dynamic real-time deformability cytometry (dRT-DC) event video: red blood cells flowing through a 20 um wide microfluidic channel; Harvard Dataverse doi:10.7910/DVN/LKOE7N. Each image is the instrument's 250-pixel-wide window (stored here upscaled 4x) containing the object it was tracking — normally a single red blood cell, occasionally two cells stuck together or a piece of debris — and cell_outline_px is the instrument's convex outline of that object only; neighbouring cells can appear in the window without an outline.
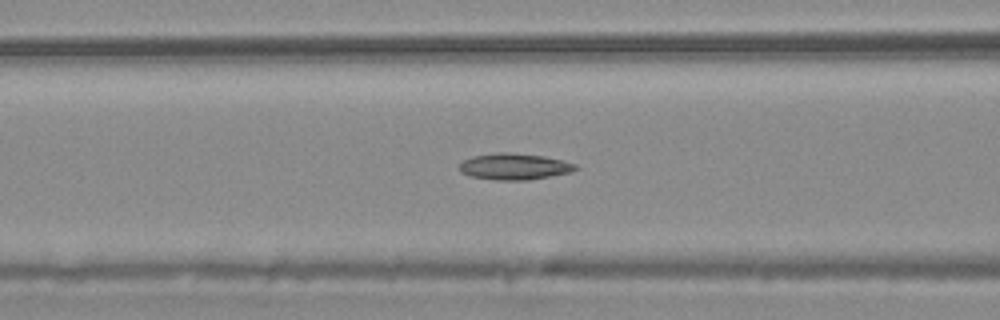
{"species": "common noctule bat (a hibernating species)", "species_latin": "Nyctalus noctula", "temperature_condition": "warm", "stored_images_in_passage": 54, "camera_frame_rate_fps": 3000, "um_per_image_px": 0.085, "animal": {"sex": "male", "body_mass_g": 20.4}, "frame": {"image": 1, "passage_image": 22, "time_ms": 7.0, "image_size_px": [1000, 320], "cell_outline_px": [[580, 168], [572, 172], [552, 176], [528, 180], [496, 180], [468, 176], [460, 172], [460, 164], [464, 160], [472, 156], [496, 152], [508, 152], [544, 156], [564, 160], [576, 164]], "centroid_in_image_um": [43.75, 14.15], "position_along_channel_um": 122.9, "area_um2": 18.09}}
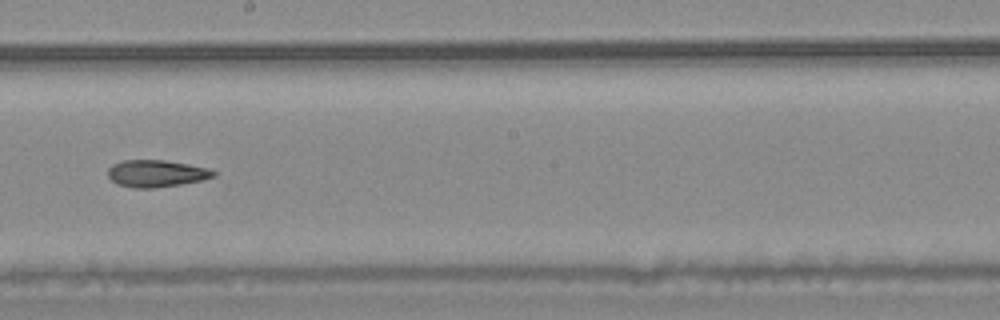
{"frame": {"image": 2, "passage_image": 31, "time_ms": 10.0, "image_size_px": [1000, 320], "cell_outline_px": [[216, 176], [204, 180], [180, 184], [152, 188], [132, 188], [116, 184], [108, 176], [108, 168], [112, 164], [124, 160], [164, 160], [188, 164], [208, 168], [216, 172]], "centroid_in_image_um": [13.28, 14.75], "position_along_channel_um": 234.9, "area_um2": 16.7}}
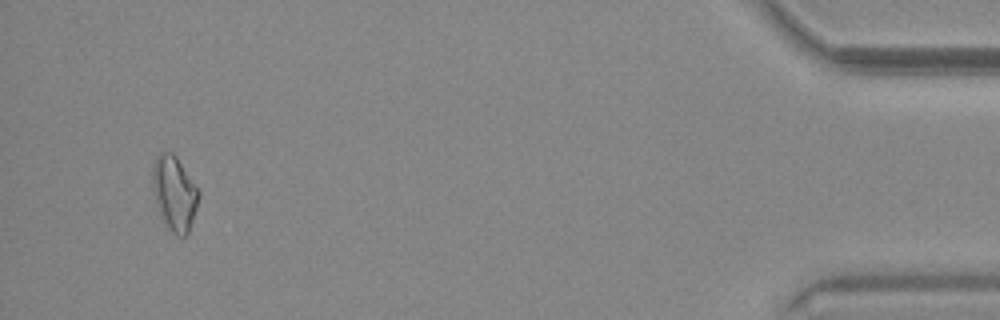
{"frame": {"image": 3, "passage_image": 52, "time_ms": 17.0, "image_size_px": [1000, 320], "cell_outline_px": [[200, 196], [188, 232], [184, 236], [176, 236], [164, 224], [156, 208], [152, 184], [152, 168], [156, 156], [160, 152], [172, 152], [176, 156], [200, 192]], "centroid_in_image_um": [14.79, 16.43], "position_along_channel_um": 420.4, "area_um2": 20.11}, "authors_computed_cell_mechanics": {"area_um2": 17.6579, "velocity_mm_per_s": 3.7299, "shape_relaxation_time_tau1_ms": 9.108, "shape_relaxation_time_tau2_ms": 8.2843, "deformation_change_tau1": 0.1685, "deformation_change_tau2": 0.1707}}